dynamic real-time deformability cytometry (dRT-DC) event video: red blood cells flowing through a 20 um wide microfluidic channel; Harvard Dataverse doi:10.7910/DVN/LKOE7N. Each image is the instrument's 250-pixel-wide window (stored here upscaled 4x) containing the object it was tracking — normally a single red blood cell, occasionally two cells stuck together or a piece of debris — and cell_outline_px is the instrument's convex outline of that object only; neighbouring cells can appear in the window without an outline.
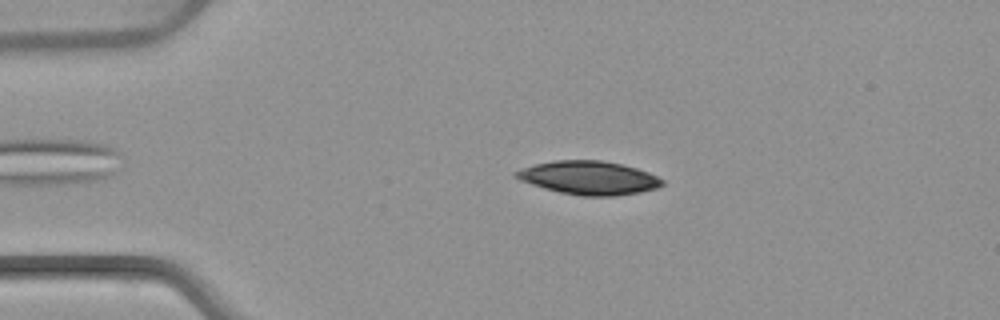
{"species": "common noctule bat (a hibernating species)", "species_latin": "Nyctalus noctula", "temperature_condition": "warm", "stored_images_in_passage": 5, "camera_frame_rate_fps": 3000, "um_per_image_px": 0.085, "animal": {"sex": "female", "body_mass_g": 22.7, "forearm_length_mm": 54.2}, "frame": {"image": 1, "passage_image": 4, "time_ms": 3.333, "image_size_px": [1000, 320], "cell_outline_px": [[664, 184], [656, 188], [616, 196], [580, 196], [560, 192], [544, 188], [520, 180], [512, 176], [512, 172], [536, 164], [556, 160], [600, 160], [620, 164], [636, 168], [648, 172], [664, 180]], "centroid_in_image_um": [50.03, 15.11], "position_along_channel_um": 35.0, "area_um2": 28.32}}
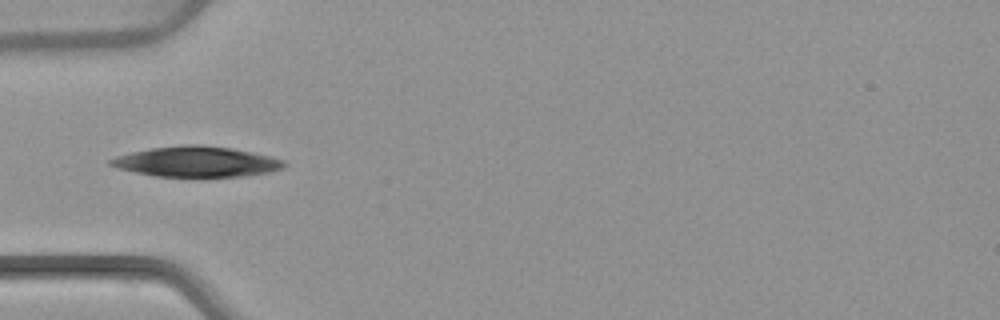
{"frame": {"image": 2, "passage_image": 5, "time_ms": 5.333, "image_size_px": [1000, 320], "cell_outline_px": [[288, 164], [284, 168], [268, 172], [244, 176], [156, 176], [136, 172], [120, 168], [108, 164], [108, 160], [116, 156], [132, 152], [152, 148], [184, 144], [200, 144], [232, 148], [272, 156], [284, 160]], "centroid_in_image_um": [16.75, 13.73], "position_along_channel_um": 68.2, "area_um2": 30.63}}